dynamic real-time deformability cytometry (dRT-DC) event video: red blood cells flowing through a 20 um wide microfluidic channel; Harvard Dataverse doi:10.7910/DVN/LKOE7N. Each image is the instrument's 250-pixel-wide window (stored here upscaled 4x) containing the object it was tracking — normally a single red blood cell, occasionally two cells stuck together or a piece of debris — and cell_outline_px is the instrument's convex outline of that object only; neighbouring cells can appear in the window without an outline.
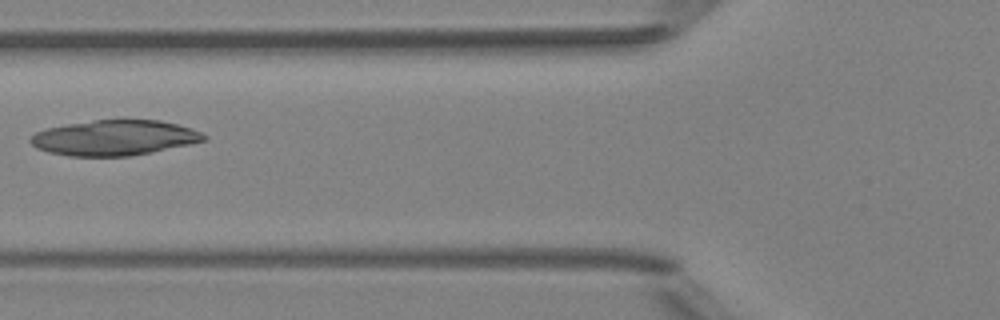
{"species": "Egyptian fruit bat (a non-hibernating species)", "species_latin": "Rousettus aegyptiacus", "temperature_condition": "room temperature", "stored_images_in_passage": 7, "camera_frame_rate_fps": 3000, "um_per_image_px": 0.085, "animal": {"sex": "female"}, "frame": {"image": 1, "passage_image": 6, "time_ms": 6.667, "image_size_px": [1000, 320], "cell_outline_px": [[208, 140], [152, 152], [128, 156], [68, 156], [48, 152], [36, 148], [28, 140], [36, 132], [48, 128], [68, 124], [92, 120], [124, 116], [160, 120], [192, 128], [208, 136]], "centroid_in_image_um": [9.76, 11.67], "position_along_channel_um": 116.0, "area_um2": 36.59}}
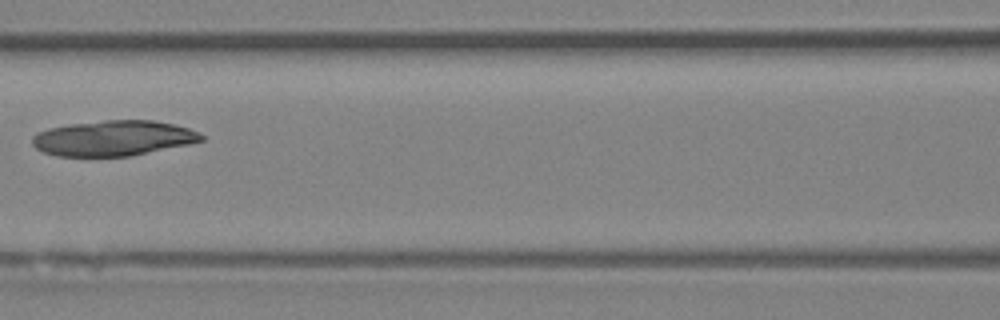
{"frame": {"image": 2, "passage_image": 7, "time_ms": 7.667, "image_size_px": [1000, 320], "cell_outline_px": [[204, 140], [188, 144], [132, 156], [56, 156], [44, 152], [36, 148], [32, 144], [32, 136], [36, 132], [48, 128], [68, 124], [104, 120], [152, 120], [176, 124], [200, 132], [204, 136]], "centroid_in_image_um": [9.63, 11.74], "position_along_channel_um": 157.0, "area_um2": 35.08}}